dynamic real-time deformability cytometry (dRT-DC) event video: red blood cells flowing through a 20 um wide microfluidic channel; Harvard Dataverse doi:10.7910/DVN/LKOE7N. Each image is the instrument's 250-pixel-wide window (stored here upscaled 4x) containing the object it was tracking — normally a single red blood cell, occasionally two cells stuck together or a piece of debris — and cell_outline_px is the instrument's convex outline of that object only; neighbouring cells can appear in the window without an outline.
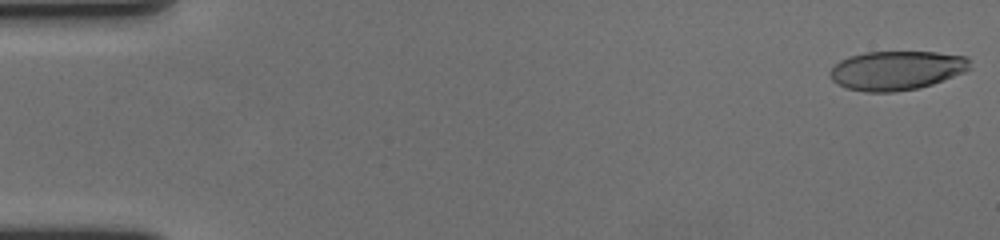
{"species": "human", "species_latin": "Homo sapiens", "temperature_condition": "cold", "stored_images_in_passage": 58, "camera_frame_rate_fps": 3000, "um_per_image_px": 0.085, "donor": {"sex": "female"}, "frame": {"image": 1, "passage_image": 1, "time_ms": 0.0, "image_size_px": [1000, 240], "cell_outline_px": [[972, 68], [964, 72], [932, 84], [920, 88], [896, 92], [864, 92], [848, 88], [836, 84], [828, 76], [828, 72], [840, 60], [848, 56], [864, 52], [936, 52], [968, 56]], "centroid_in_image_um": [76.2, 5.98], "position_along_channel_um": 8.8, "area_um2": 32.25}}
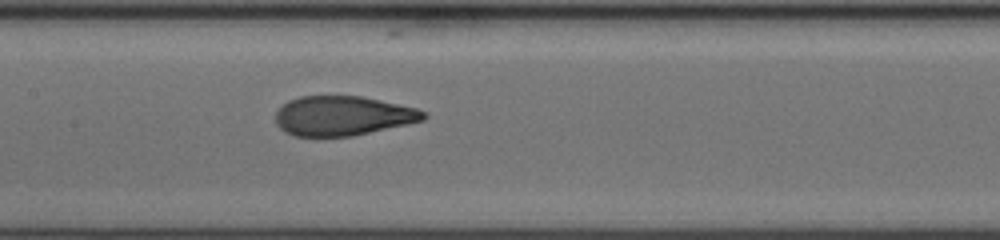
{"frame": {"image": 2, "passage_image": 29, "time_ms": 9.333, "image_size_px": [1000, 240], "cell_outline_px": [[428, 116], [424, 120], [408, 124], [352, 136], [292, 136], [284, 132], [276, 124], [276, 112], [288, 100], [300, 96], [360, 96], [416, 108], [424, 112]], "centroid_in_image_um": [29.11, 9.85], "position_along_channel_um": 178.3, "area_um2": 33.99}}
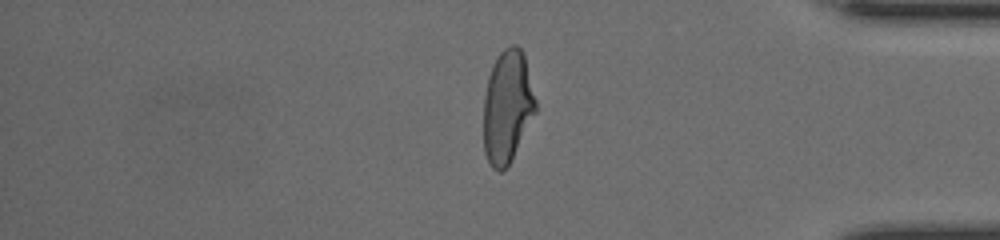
{"frame": {"image": 3, "passage_image": 49, "time_ms": 16.0, "image_size_px": [1000, 240], "cell_outline_px": [[536, 112], [508, 164], [500, 172], [496, 172], [492, 168], [484, 152], [484, 96], [488, 76], [492, 64], [500, 52], [504, 48], [512, 44], [516, 44], [524, 52], [536, 100]], "centroid_in_image_um": [43.12, 9.02], "position_along_channel_um": 392.1, "area_um2": 34.16}, "authors_computed_cell_mechanics": {"area_um2": 34.68, "velocity_mm_per_s": 3.5698, "shape_relaxation_time_tau1_ms": 4.7832, "shape_relaxation_time_tau2_ms": 0.9054, "deformation_change_tau1": 0.2091, "deformation_change_tau2": 0.0727}}